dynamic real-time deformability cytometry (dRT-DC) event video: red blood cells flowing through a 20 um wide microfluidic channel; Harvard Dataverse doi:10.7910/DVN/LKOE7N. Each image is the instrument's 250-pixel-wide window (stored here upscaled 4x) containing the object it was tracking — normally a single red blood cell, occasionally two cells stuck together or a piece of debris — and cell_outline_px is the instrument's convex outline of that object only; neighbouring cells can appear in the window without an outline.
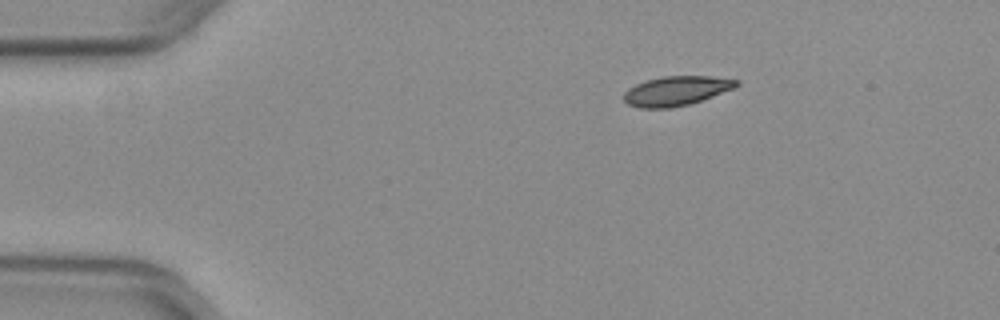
{"species": "common noctule bat (a hibernating species)", "species_latin": "Nyctalus noctula", "temperature_condition": "warm", "stored_images_in_passage": 44, "camera_frame_rate_fps": 3000, "um_per_image_px": 0.085, "animal": {"sex": "female", "body_mass_g": 29.2, "forearm_length_mm": 56.3}, "frame": {"image": 1, "passage_image": 1, "time_ms": 0.0, "image_size_px": [1000, 320], "cell_outline_px": [[740, 84], [732, 88], [712, 96], [688, 104], [672, 108], [640, 108], [628, 104], [624, 100], [624, 92], [628, 88], [636, 84], [648, 80], [664, 76], [712, 76], [740, 80]], "centroid_in_image_um": [57.47, 7.72], "position_along_channel_um": 27.5, "area_um2": 19.13}}
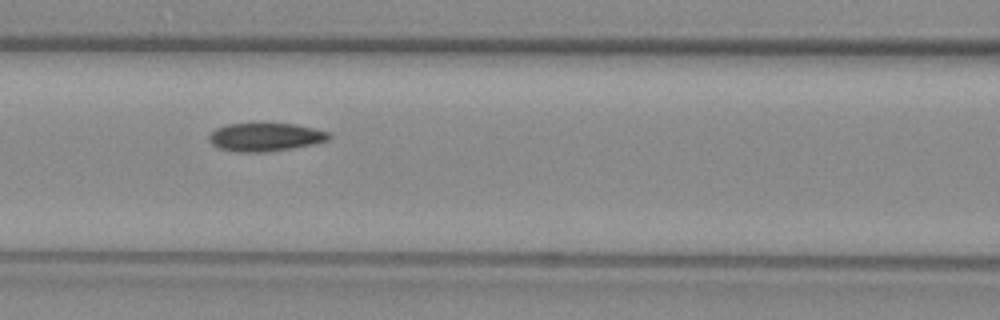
{"frame": {"image": 2, "passage_image": 15, "time_ms": 4.667, "image_size_px": [1000, 320], "cell_outline_px": [[332, 136], [328, 140], [316, 144], [292, 148], [264, 152], [236, 152], [220, 148], [212, 144], [208, 140], [208, 136], [216, 128], [228, 124], [296, 124], [332, 132]], "centroid_in_image_um": [22.6, 11.65], "position_along_channel_um": 144.0, "area_um2": 19.83}}
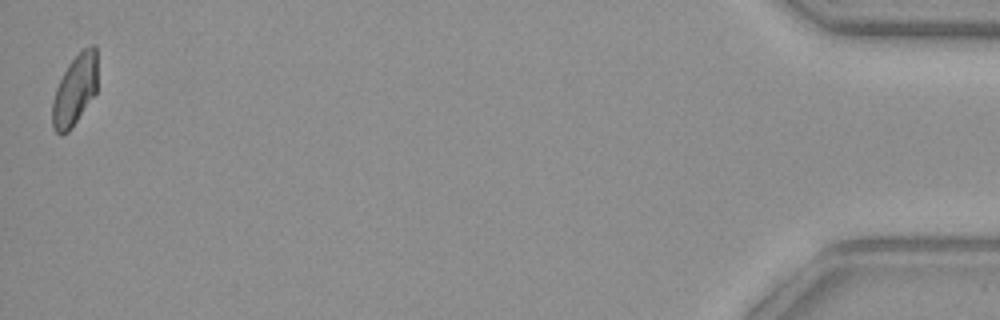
{"frame": {"image": 3, "passage_image": 44, "time_ms": 14.333, "image_size_px": [1000, 320], "cell_outline_px": [[96, 92], [72, 128], [68, 132], [60, 136], [52, 128], [52, 100], [56, 88], [68, 64], [88, 44], [96, 44]], "centroid_in_image_um": [6.34, 7.68], "position_along_channel_um": 428.9, "area_um2": 18.55}, "authors_computed_cell_mechanics": {"area_um2": 19.8254, "velocity_mm_per_s": 3.9625, "shape_relaxation_time_tau1_ms": 5.4793, "shape_relaxation_time_tau2_ms": 2.792, "deformation_change_tau1": 0.1538, "deformation_change_tau2": 0.0566}}